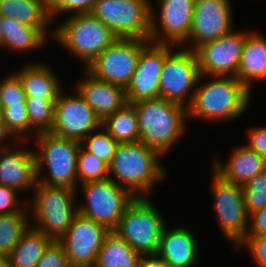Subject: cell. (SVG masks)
I'll return each mask as SVG.
<instances>
[{"mask_svg": "<svg viewBox=\"0 0 266 267\" xmlns=\"http://www.w3.org/2000/svg\"><path fill=\"white\" fill-rule=\"evenodd\" d=\"M50 67L41 63L24 65L15 74L23 84L27 98H57L63 90L61 81L57 78Z\"/></svg>", "mask_w": 266, "mask_h": 267, "instance_id": "25", "label": "cell"}, {"mask_svg": "<svg viewBox=\"0 0 266 267\" xmlns=\"http://www.w3.org/2000/svg\"><path fill=\"white\" fill-rule=\"evenodd\" d=\"M75 92L73 96L60 91L55 105L54 124L50 132L81 143L91 132L101 127L102 121L77 90Z\"/></svg>", "mask_w": 266, "mask_h": 267, "instance_id": "14", "label": "cell"}, {"mask_svg": "<svg viewBox=\"0 0 266 267\" xmlns=\"http://www.w3.org/2000/svg\"><path fill=\"white\" fill-rule=\"evenodd\" d=\"M172 46L166 44V59L159 84L160 98L188 108L194 97L195 86L201 76L198 59L195 51L186 48L174 51ZM188 94L191 96L185 102Z\"/></svg>", "mask_w": 266, "mask_h": 267, "instance_id": "9", "label": "cell"}, {"mask_svg": "<svg viewBox=\"0 0 266 267\" xmlns=\"http://www.w3.org/2000/svg\"><path fill=\"white\" fill-rule=\"evenodd\" d=\"M54 27L52 38L69 53L84 61L87 68L107 47L118 38L91 13L74 14ZM86 64V65H85Z\"/></svg>", "mask_w": 266, "mask_h": 267, "instance_id": "4", "label": "cell"}, {"mask_svg": "<svg viewBox=\"0 0 266 267\" xmlns=\"http://www.w3.org/2000/svg\"><path fill=\"white\" fill-rule=\"evenodd\" d=\"M161 157L141 141L120 143L108 166L109 179L127 189L135 198L148 197L155 184L166 176L159 162Z\"/></svg>", "mask_w": 266, "mask_h": 267, "instance_id": "1", "label": "cell"}, {"mask_svg": "<svg viewBox=\"0 0 266 267\" xmlns=\"http://www.w3.org/2000/svg\"><path fill=\"white\" fill-rule=\"evenodd\" d=\"M141 257L112 230L106 235L93 267H138Z\"/></svg>", "mask_w": 266, "mask_h": 267, "instance_id": "28", "label": "cell"}, {"mask_svg": "<svg viewBox=\"0 0 266 267\" xmlns=\"http://www.w3.org/2000/svg\"><path fill=\"white\" fill-rule=\"evenodd\" d=\"M197 239L188 228L163 229L157 254L171 267H194L197 257Z\"/></svg>", "mask_w": 266, "mask_h": 267, "instance_id": "21", "label": "cell"}, {"mask_svg": "<svg viewBox=\"0 0 266 267\" xmlns=\"http://www.w3.org/2000/svg\"><path fill=\"white\" fill-rule=\"evenodd\" d=\"M148 42L137 38H118L84 70L98 80L126 89L136 70L140 52Z\"/></svg>", "mask_w": 266, "mask_h": 267, "instance_id": "12", "label": "cell"}, {"mask_svg": "<svg viewBox=\"0 0 266 267\" xmlns=\"http://www.w3.org/2000/svg\"><path fill=\"white\" fill-rule=\"evenodd\" d=\"M34 189V198L29 206L37 223L33 227L53 241H58L78 213V205L74 204L77 191L65 186H50L39 182Z\"/></svg>", "mask_w": 266, "mask_h": 267, "instance_id": "6", "label": "cell"}, {"mask_svg": "<svg viewBox=\"0 0 266 267\" xmlns=\"http://www.w3.org/2000/svg\"><path fill=\"white\" fill-rule=\"evenodd\" d=\"M245 245L248 247L256 265L266 267V236L246 237L239 248Z\"/></svg>", "mask_w": 266, "mask_h": 267, "instance_id": "40", "label": "cell"}, {"mask_svg": "<svg viewBox=\"0 0 266 267\" xmlns=\"http://www.w3.org/2000/svg\"><path fill=\"white\" fill-rule=\"evenodd\" d=\"M248 143L245 146L266 160V126L254 127L248 131Z\"/></svg>", "mask_w": 266, "mask_h": 267, "instance_id": "41", "label": "cell"}, {"mask_svg": "<svg viewBox=\"0 0 266 267\" xmlns=\"http://www.w3.org/2000/svg\"><path fill=\"white\" fill-rule=\"evenodd\" d=\"M148 198H135L113 230L141 255L157 254L166 226L164 218Z\"/></svg>", "mask_w": 266, "mask_h": 267, "instance_id": "7", "label": "cell"}, {"mask_svg": "<svg viewBox=\"0 0 266 267\" xmlns=\"http://www.w3.org/2000/svg\"><path fill=\"white\" fill-rule=\"evenodd\" d=\"M109 232L104 225L77 213L57 242L63 247L71 267H93Z\"/></svg>", "mask_w": 266, "mask_h": 267, "instance_id": "13", "label": "cell"}, {"mask_svg": "<svg viewBox=\"0 0 266 267\" xmlns=\"http://www.w3.org/2000/svg\"><path fill=\"white\" fill-rule=\"evenodd\" d=\"M57 98H27V111L32 135L50 132L55 118Z\"/></svg>", "mask_w": 266, "mask_h": 267, "instance_id": "31", "label": "cell"}, {"mask_svg": "<svg viewBox=\"0 0 266 267\" xmlns=\"http://www.w3.org/2000/svg\"><path fill=\"white\" fill-rule=\"evenodd\" d=\"M0 267H8L7 255L0 252Z\"/></svg>", "mask_w": 266, "mask_h": 267, "instance_id": "45", "label": "cell"}, {"mask_svg": "<svg viewBox=\"0 0 266 267\" xmlns=\"http://www.w3.org/2000/svg\"><path fill=\"white\" fill-rule=\"evenodd\" d=\"M52 242L46 234L31 226L7 255L8 267H37Z\"/></svg>", "mask_w": 266, "mask_h": 267, "instance_id": "26", "label": "cell"}, {"mask_svg": "<svg viewBox=\"0 0 266 267\" xmlns=\"http://www.w3.org/2000/svg\"><path fill=\"white\" fill-rule=\"evenodd\" d=\"M35 138L40 149L37 152L34 151L38 182L76 190L77 159L81 143L59 137L51 132L36 134ZM45 168L48 174L44 177L42 172Z\"/></svg>", "mask_w": 266, "mask_h": 267, "instance_id": "5", "label": "cell"}, {"mask_svg": "<svg viewBox=\"0 0 266 267\" xmlns=\"http://www.w3.org/2000/svg\"><path fill=\"white\" fill-rule=\"evenodd\" d=\"M213 208L218 216L219 227L234 249L246 239L249 215L245 208L242 185L224 180L212 169Z\"/></svg>", "mask_w": 266, "mask_h": 267, "instance_id": "10", "label": "cell"}, {"mask_svg": "<svg viewBox=\"0 0 266 267\" xmlns=\"http://www.w3.org/2000/svg\"><path fill=\"white\" fill-rule=\"evenodd\" d=\"M132 105L138 115L139 141L161 156L185 134L186 107L163 98L141 100Z\"/></svg>", "mask_w": 266, "mask_h": 267, "instance_id": "3", "label": "cell"}, {"mask_svg": "<svg viewBox=\"0 0 266 267\" xmlns=\"http://www.w3.org/2000/svg\"><path fill=\"white\" fill-rule=\"evenodd\" d=\"M249 217L250 225L246 237L266 236V206Z\"/></svg>", "mask_w": 266, "mask_h": 267, "instance_id": "42", "label": "cell"}, {"mask_svg": "<svg viewBox=\"0 0 266 267\" xmlns=\"http://www.w3.org/2000/svg\"><path fill=\"white\" fill-rule=\"evenodd\" d=\"M231 0H195L189 37L183 47L195 51L200 45L215 41L233 30Z\"/></svg>", "mask_w": 266, "mask_h": 267, "instance_id": "17", "label": "cell"}, {"mask_svg": "<svg viewBox=\"0 0 266 267\" xmlns=\"http://www.w3.org/2000/svg\"><path fill=\"white\" fill-rule=\"evenodd\" d=\"M1 21H2V15L0 14V45L2 43V35H3V28H2Z\"/></svg>", "mask_w": 266, "mask_h": 267, "instance_id": "46", "label": "cell"}, {"mask_svg": "<svg viewBox=\"0 0 266 267\" xmlns=\"http://www.w3.org/2000/svg\"><path fill=\"white\" fill-rule=\"evenodd\" d=\"M8 137L13 138V141H18L19 140L11 133V131L7 128V125L3 121V119L0 116V144H2V141L5 139H9ZM0 147H8L7 145H1Z\"/></svg>", "mask_w": 266, "mask_h": 267, "instance_id": "44", "label": "cell"}, {"mask_svg": "<svg viewBox=\"0 0 266 267\" xmlns=\"http://www.w3.org/2000/svg\"><path fill=\"white\" fill-rule=\"evenodd\" d=\"M118 144L119 143L108 134L102 126L98 130L91 132L81 142V145L88 152L101 158L108 166L112 162Z\"/></svg>", "mask_w": 266, "mask_h": 267, "instance_id": "33", "label": "cell"}, {"mask_svg": "<svg viewBox=\"0 0 266 267\" xmlns=\"http://www.w3.org/2000/svg\"><path fill=\"white\" fill-rule=\"evenodd\" d=\"M0 14L37 28L46 36L49 34V24L53 22L49 0H0Z\"/></svg>", "mask_w": 266, "mask_h": 267, "instance_id": "24", "label": "cell"}, {"mask_svg": "<svg viewBox=\"0 0 266 267\" xmlns=\"http://www.w3.org/2000/svg\"><path fill=\"white\" fill-rule=\"evenodd\" d=\"M138 267H171L158 254L142 255Z\"/></svg>", "mask_w": 266, "mask_h": 267, "instance_id": "43", "label": "cell"}, {"mask_svg": "<svg viewBox=\"0 0 266 267\" xmlns=\"http://www.w3.org/2000/svg\"><path fill=\"white\" fill-rule=\"evenodd\" d=\"M1 108L0 116L7 128L19 141L24 142L29 135L26 133L32 130L30 128L27 104L20 103V105H9Z\"/></svg>", "mask_w": 266, "mask_h": 267, "instance_id": "34", "label": "cell"}, {"mask_svg": "<svg viewBox=\"0 0 266 267\" xmlns=\"http://www.w3.org/2000/svg\"><path fill=\"white\" fill-rule=\"evenodd\" d=\"M17 192L9 186L0 185V215L20 212L29 205V200H24L23 204L19 202Z\"/></svg>", "mask_w": 266, "mask_h": 267, "instance_id": "39", "label": "cell"}, {"mask_svg": "<svg viewBox=\"0 0 266 267\" xmlns=\"http://www.w3.org/2000/svg\"><path fill=\"white\" fill-rule=\"evenodd\" d=\"M84 74L75 88L101 121L127 103L123 87L98 80L86 70Z\"/></svg>", "mask_w": 266, "mask_h": 267, "instance_id": "20", "label": "cell"}, {"mask_svg": "<svg viewBox=\"0 0 266 267\" xmlns=\"http://www.w3.org/2000/svg\"><path fill=\"white\" fill-rule=\"evenodd\" d=\"M85 205L77 206L78 213L114 230L125 209L135 197L111 179L80 184Z\"/></svg>", "mask_w": 266, "mask_h": 267, "instance_id": "11", "label": "cell"}, {"mask_svg": "<svg viewBox=\"0 0 266 267\" xmlns=\"http://www.w3.org/2000/svg\"><path fill=\"white\" fill-rule=\"evenodd\" d=\"M27 95L19 77L14 73L0 80V105L8 107L9 105H20L26 103Z\"/></svg>", "mask_w": 266, "mask_h": 267, "instance_id": "36", "label": "cell"}, {"mask_svg": "<svg viewBox=\"0 0 266 267\" xmlns=\"http://www.w3.org/2000/svg\"><path fill=\"white\" fill-rule=\"evenodd\" d=\"M247 31L232 30L215 41L200 45L196 50L202 76L236 77Z\"/></svg>", "mask_w": 266, "mask_h": 267, "instance_id": "16", "label": "cell"}, {"mask_svg": "<svg viewBox=\"0 0 266 267\" xmlns=\"http://www.w3.org/2000/svg\"><path fill=\"white\" fill-rule=\"evenodd\" d=\"M101 126L119 144L139 141L138 115L132 104L126 103L121 109L106 117Z\"/></svg>", "mask_w": 266, "mask_h": 267, "instance_id": "29", "label": "cell"}, {"mask_svg": "<svg viewBox=\"0 0 266 267\" xmlns=\"http://www.w3.org/2000/svg\"><path fill=\"white\" fill-rule=\"evenodd\" d=\"M151 6L150 0H98L90 13L117 38L150 41Z\"/></svg>", "mask_w": 266, "mask_h": 267, "instance_id": "8", "label": "cell"}, {"mask_svg": "<svg viewBox=\"0 0 266 267\" xmlns=\"http://www.w3.org/2000/svg\"><path fill=\"white\" fill-rule=\"evenodd\" d=\"M157 1L160 5L158 6L159 18L156 17L154 7L151 6L150 41L182 47L191 31L195 0Z\"/></svg>", "mask_w": 266, "mask_h": 267, "instance_id": "15", "label": "cell"}, {"mask_svg": "<svg viewBox=\"0 0 266 267\" xmlns=\"http://www.w3.org/2000/svg\"><path fill=\"white\" fill-rule=\"evenodd\" d=\"M226 164L213 159L212 169L224 180L244 185L256 175L266 170V160L245 145L236 147Z\"/></svg>", "mask_w": 266, "mask_h": 267, "instance_id": "22", "label": "cell"}, {"mask_svg": "<svg viewBox=\"0 0 266 267\" xmlns=\"http://www.w3.org/2000/svg\"><path fill=\"white\" fill-rule=\"evenodd\" d=\"M109 178L108 165L98 156L88 152L82 145L77 159V182L102 181Z\"/></svg>", "mask_w": 266, "mask_h": 267, "instance_id": "32", "label": "cell"}, {"mask_svg": "<svg viewBox=\"0 0 266 267\" xmlns=\"http://www.w3.org/2000/svg\"><path fill=\"white\" fill-rule=\"evenodd\" d=\"M37 267H71L63 247L53 241L44 251L43 257Z\"/></svg>", "mask_w": 266, "mask_h": 267, "instance_id": "38", "label": "cell"}, {"mask_svg": "<svg viewBox=\"0 0 266 267\" xmlns=\"http://www.w3.org/2000/svg\"><path fill=\"white\" fill-rule=\"evenodd\" d=\"M27 207L20 212L0 215V252L8 255L30 228Z\"/></svg>", "mask_w": 266, "mask_h": 267, "instance_id": "30", "label": "cell"}, {"mask_svg": "<svg viewBox=\"0 0 266 267\" xmlns=\"http://www.w3.org/2000/svg\"><path fill=\"white\" fill-rule=\"evenodd\" d=\"M242 188L249 216L266 206V170L249 180Z\"/></svg>", "mask_w": 266, "mask_h": 267, "instance_id": "35", "label": "cell"}, {"mask_svg": "<svg viewBox=\"0 0 266 267\" xmlns=\"http://www.w3.org/2000/svg\"><path fill=\"white\" fill-rule=\"evenodd\" d=\"M2 43L0 48H10L12 51H30L45 45L46 36L41 30L22 24L16 19L2 17ZM47 37V38H46Z\"/></svg>", "mask_w": 266, "mask_h": 267, "instance_id": "27", "label": "cell"}, {"mask_svg": "<svg viewBox=\"0 0 266 267\" xmlns=\"http://www.w3.org/2000/svg\"><path fill=\"white\" fill-rule=\"evenodd\" d=\"M37 182L36 157L33 149L1 147L0 185L9 186L19 193L35 188Z\"/></svg>", "mask_w": 266, "mask_h": 267, "instance_id": "19", "label": "cell"}, {"mask_svg": "<svg viewBox=\"0 0 266 267\" xmlns=\"http://www.w3.org/2000/svg\"><path fill=\"white\" fill-rule=\"evenodd\" d=\"M98 0H49L52 19L62 12L70 15L90 13Z\"/></svg>", "mask_w": 266, "mask_h": 267, "instance_id": "37", "label": "cell"}, {"mask_svg": "<svg viewBox=\"0 0 266 267\" xmlns=\"http://www.w3.org/2000/svg\"><path fill=\"white\" fill-rule=\"evenodd\" d=\"M166 59V44L149 41L141 50L135 72L125 89L129 104L160 98V76Z\"/></svg>", "mask_w": 266, "mask_h": 267, "instance_id": "18", "label": "cell"}, {"mask_svg": "<svg viewBox=\"0 0 266 267\" xmlns=\"http://www.w3.org/2000/svg\"><path fill=\"white\" fill-rule=\"evenodd\" d=\"M203 78L206 77L201 75L193 100L187 108L188 118L229 121L246 112L252 92L237 77L212 76V81L201 85L199 83Z\"/></svg>", "mask_w": 266, "mask_h": 267, "instance_id": "2", "label": "cell"}, {"mask_svg": "<svg viewBox=\"0 0 266 267\" xmlns=\"http://www.w3.org/2000/svg\"><path fill=\"white\" fill-rule=\"evenodd\" d=\"M236 77L250 92L252 81L266 78V38L260 33L248 31Z\"/></svg>", "mask_w": 266, "mask_h": 267, "instance_id": "23", "label": "cell"}]
</instances>
